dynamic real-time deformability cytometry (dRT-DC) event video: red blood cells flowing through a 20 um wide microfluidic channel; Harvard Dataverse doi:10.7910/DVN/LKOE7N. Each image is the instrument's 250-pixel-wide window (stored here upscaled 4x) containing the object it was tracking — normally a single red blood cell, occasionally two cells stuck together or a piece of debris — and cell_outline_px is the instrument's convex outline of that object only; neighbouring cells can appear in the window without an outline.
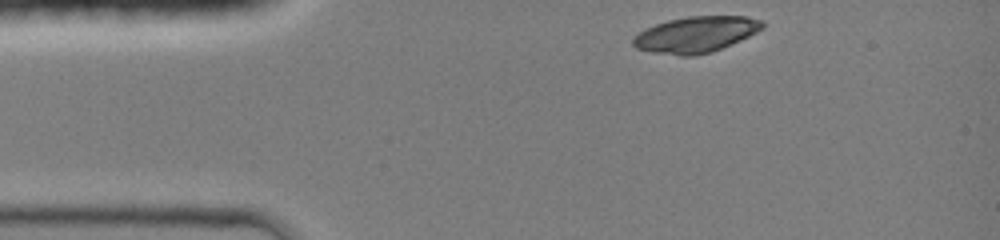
{"species": "common noctule bat (a hibernating species)", "species_latin": "Nyctalus noctula", "temperature_condition": "room temperature", "stored_images_in_passage": 21, "camera_frame_rate_fps": 3000, "um_per_image_px": 0.085, "animal": {"sex": "female", "body_mass_g": 19.0, "forearm_length_mm": 51.5}, "frame": {"image": 1, "passage_image": 1, "time_ms": 0.0, "image_size_px": [1000, 240], "cell_outline_px": [[764, 28], [740, 40], [712, 52], [692, 56], [680, 56], [652, 52], [636, 48], [632, 44], [632, 36], [644, 28], [668, 20], [688, 16], [748, 16], [764, 20]], "centroid_in_image_um": [59.13, 2.92], "position_along_channel_um": 25.9, "area_um2": 27.34}}
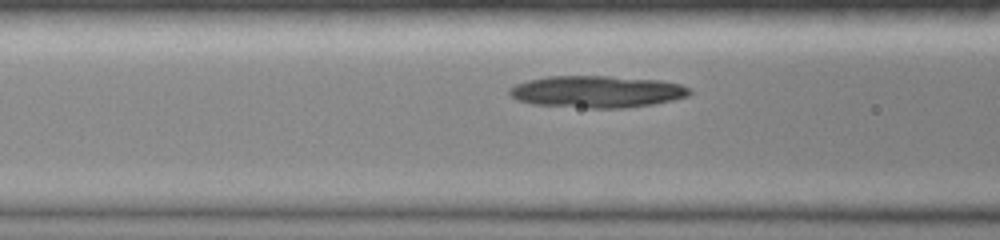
{"frame": {"image": 2, "passage_image": 11, "time_ms": 3.333, "image_size_px": [1000, 240], "cell_outline_px": [[692, 92], [688, 96], [672, 100], [652, 104], [624, 108], [588, 108], [532, 104], [516, 100], [508, 92], [508, 88], [516, 84], [528, 80], [548, 76], [608, 76], [660, 80], [680, 84], [688, 88]], "centroid_in_image_um": [50.71, 7.79], "position_along_channel_um": 115.9, "area_um2": 33.52}}
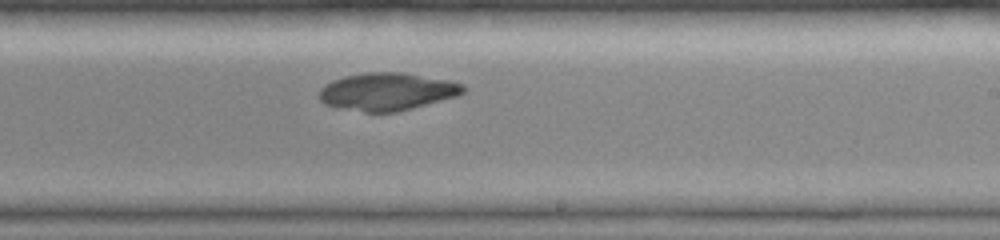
{"frame": {"image": 3, "passage_image": 21, "time_ms": 6.667, "image_size_px": [1000, 240], "cell_outline_px": [[468, 88], [460, 96], [396, 112], [364, 112], [336, 108], [324, 104], [316, 96], [320, 88], [324, 84], [332, 80], [344, 76], [364, 72], [400, 72], [452, 80], [464, 84]], "centroid_in_image_um": [32.91, 7.78], "position_along_channel_um": 256.1, "area_um2": 32.31}}